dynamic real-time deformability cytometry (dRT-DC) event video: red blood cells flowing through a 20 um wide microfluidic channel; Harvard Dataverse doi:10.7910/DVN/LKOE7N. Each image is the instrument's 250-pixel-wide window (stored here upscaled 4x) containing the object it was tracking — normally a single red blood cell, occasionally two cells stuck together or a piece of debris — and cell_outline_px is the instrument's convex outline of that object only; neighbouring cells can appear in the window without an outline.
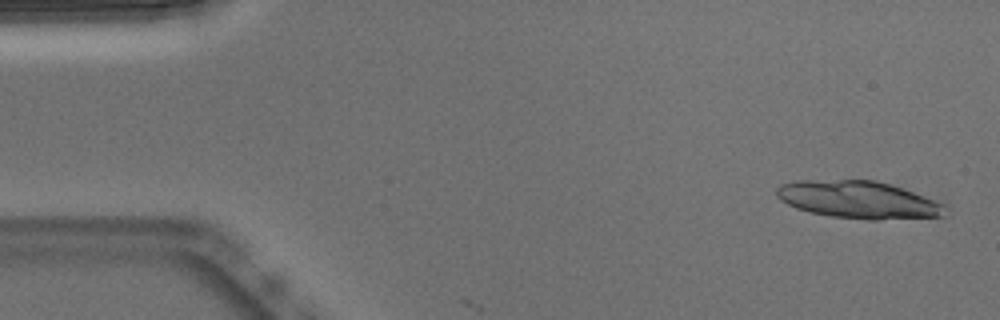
{"species": "Egyptian fruit bat (a non-hibernating species)", "species_latin": "Rousettus aegyptiacus", "temperature_condition": "warm", "stored_images_in_passage": 6, "camera_frame_rate_fps": 3000, "um_per_image_px": 0.085, "animal": {"sex": "male"}, "frame": {"image": 1, "passage_image": 2, "time_ms": 0.333, "image_size_px": [1000, 320], "cell_outline_px": [[944, 216], [880, 220], [868, 220], [832, 216], [808, 212], [796, 208], [780, 200], [776, 196], [776, 188], [780, 184], [796, 180], [876, 180], [936, 200], [944, 204]], "centroid_in_image_um": [72.91, 16.98], "position_along_channel_um": 12.1, "area_um2": 36.7}}